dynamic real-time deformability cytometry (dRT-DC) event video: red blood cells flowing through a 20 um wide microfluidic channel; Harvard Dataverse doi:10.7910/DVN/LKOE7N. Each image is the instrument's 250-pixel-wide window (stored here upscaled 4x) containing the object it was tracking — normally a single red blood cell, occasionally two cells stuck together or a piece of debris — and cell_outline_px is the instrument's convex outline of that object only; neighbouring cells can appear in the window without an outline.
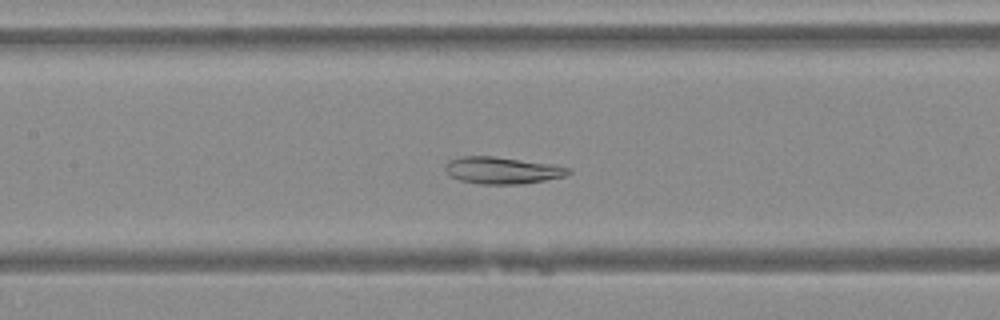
{"species": "Egyptian fruit bat (a non-hibernating species)", "species_latin": "Rousettus aegyptiacus", "temperature_condition": "warm", "stored_images_in_passage": 48, "camera_frame_rate_fps": 3000, "um_per_image_px": 0.085, "animal": {"sex": "female"}, "frame": {"image": 1, "passage_image": 22, "time_ms": 7.0, "image_size_px": [1000, 320], "cell_outline_px": [[572, 172], [568, 176], [524, 184], [480, 184], [460, 180], [448, 176], [444, 168], [444, 164], [448, 160], [460, 156], [492, 156], [548, 164], [572, 168]], "centroid_in_image_um": [42.66, 14.49], "position_along_channel_um": 164.7, "area_um2": 19.48}}
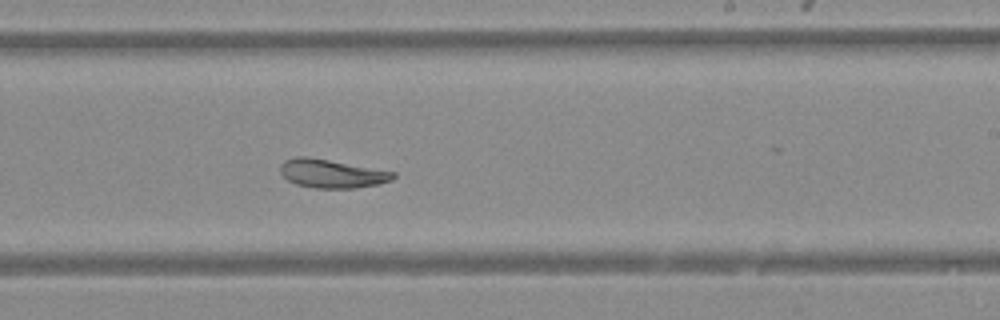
{"frame": {"image": 2, "passage_image": 29, "time_ms": 9.333, "image_size_px": [1000, 320], "cell_outline_px": [[396, 176], [392, 180], [376, 184], [356, 188], [316, 188], [296, 184], [288, 180], [280, 172], [280, 164], [284, 160], [296, 156], [304, 156], [328, 160], [396, 172]], "centroid_in_image_um": [28.18, 14.75], "position_along_channel_um": 260.8, "area_um2": 18.61}}
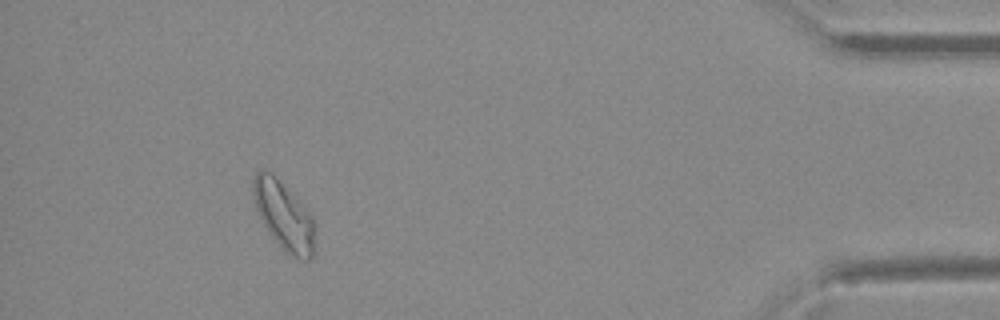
{"frame": {"image": 3, "passage_image": 44, "time_ms": 14.333, "image_size_px": [1000, 320], "cell_outline_px": [[316, 244], [312, 260], [300, 260], [292, 256], [268, 232], [256, 208], [252, 196], [252, 180], [256, 172], [260, 168], [264, 168], [272, 172], [312, 216], [316, 224]], "centroid_in_image_um": [24.15, 18.33], "position_along_channel_um": 411.1, "area_um2": 24.85}}